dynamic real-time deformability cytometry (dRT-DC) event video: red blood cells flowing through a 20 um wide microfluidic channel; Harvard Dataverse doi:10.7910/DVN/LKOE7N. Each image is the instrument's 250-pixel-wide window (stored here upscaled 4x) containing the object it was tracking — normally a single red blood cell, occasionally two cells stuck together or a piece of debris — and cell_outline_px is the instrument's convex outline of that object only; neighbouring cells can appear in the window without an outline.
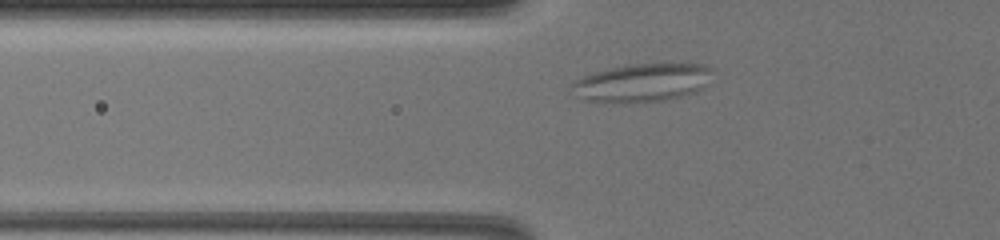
{"species": "common noctule bat (a hibernating species)", "species_latin": "Nyctalus noctula", "temperature_condition": "warm", "stored_images_in_passage": 46, "camera_frame_rate_fps": 3000, "um_per_image_px": 0.085, "animal": {"sex": "female", "body_mass_g": 19.5, "forearm_length_mm": 54.1}, "frame": {"image": 1, "passage_image": 9, "time_ms": 2.667, "image_size_px": [1000, 240], "cell_outline_px": [[712, 68], [700, 88], [692, 92], [680, 96], [664, 100], [588, 100], [572, 84], [576, 80], [584, 76], [596, 72], [628, 64], [704, 64]], "centroid_in_image_um": [54.66, 6.96], "position_along_channel_um": 71.1, "area_um2": 29.02}}
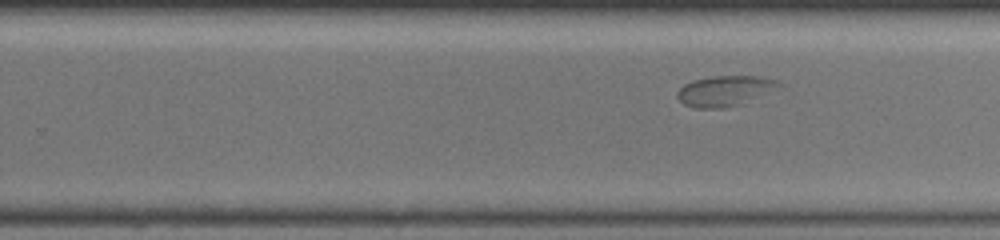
{"frame": {"image": 2, "passage_image": 28, "time_ms": 9.0, "image_size_px": [1000, 240], "cell_outline_px": [[784, 84], [744, 104], [724, 108], [696, 108], [684, 104], [676, 96], [676, 92], [684, 84], [696, 80], [712, 76], [756, 76], [776, 80]], "centroid_in_image_um": [61.6, 7.73], "position_along_channel_um": 268.2, "area_um2": 17.92}}
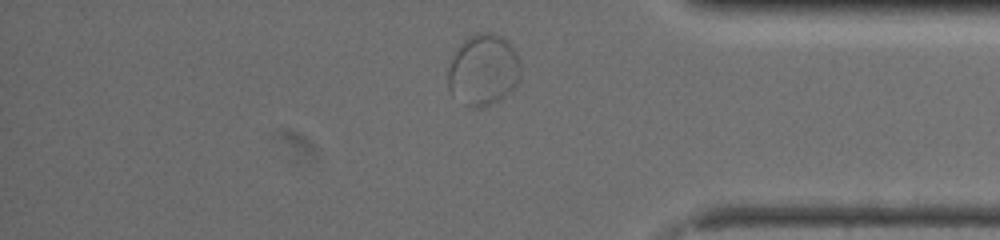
{"frame": {"image": 3, "passage_image": 41, "time_ms": 13.333, "image_size_px": [1000, 240], "cell_outline_px": [[520, 76], [516, 84], [504, 96], [492, 104], [480, 108], [472, 108], [464, 104], [452, 96], [448, 88], [448, 72], [452, 60], [460, 44], [468, 36], [476, 32], [492, 32], [508, 40], [516, 52], [520, 60]], "centroid_in_image_um": [41.08, 5.94], "position_along_channel_um": 394.1, "area_um2": 30.35}}